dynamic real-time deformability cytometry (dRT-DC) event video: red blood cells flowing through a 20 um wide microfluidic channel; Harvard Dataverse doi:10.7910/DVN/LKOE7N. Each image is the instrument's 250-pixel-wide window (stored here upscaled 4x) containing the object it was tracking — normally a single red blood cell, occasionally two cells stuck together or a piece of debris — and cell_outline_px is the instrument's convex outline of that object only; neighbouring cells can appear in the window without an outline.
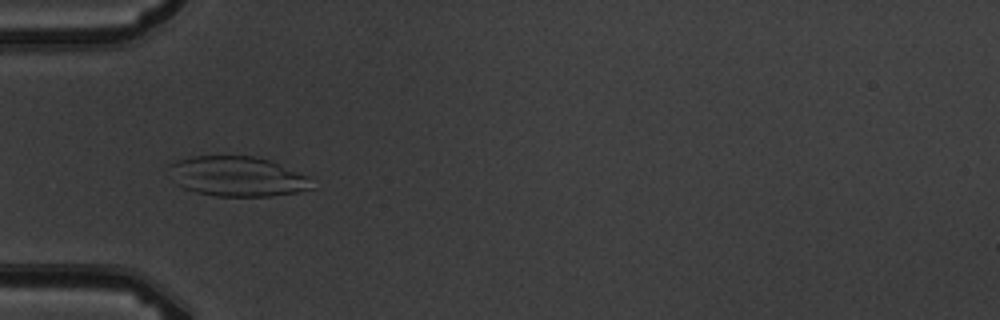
{"species": "common noctule bat (a hibernating species)", "species_latin": "Nyctalus noctula", "temperature_condition": "warm", "stored_images_in_passage": 4, "camera_frame_rate_fps": 3000, "um_per_image_px": 0.085, "animal": {"sex": "male", "body_mass_g": 19.5, "forearm_length_mm": 54.6}, "frame": {"image": 1, "passage_image": 2, "time_ms": 2.333, "image_size_px": [1000, 320], "cell_outline_px": [[316, 188], [296, 192], [272, 196], [216, 196], [196, 192], [184, 188], [176, 184], [168, 164], [176, 160], [192, 156], [256, 156], [268, 160], [308, 176]], "centroid_in_image_um": [20.18, 15.0], "position_along_channel_um": 64.8, "area_um2": 33.18}}
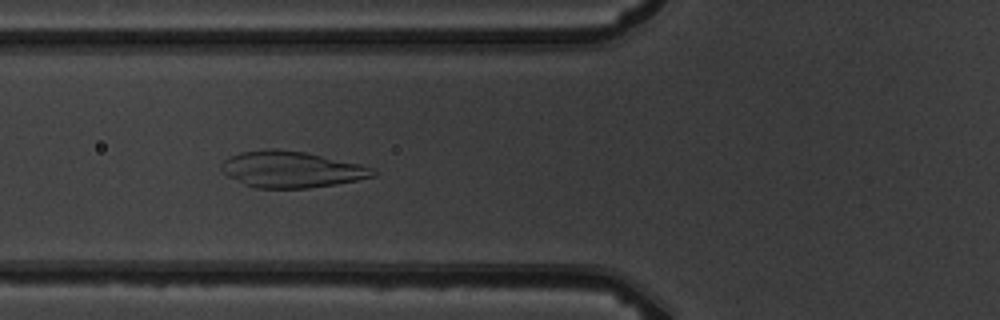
{"frame": {"image": 2, "passage_image": 3, "time_ms": 3.333, "image_size_px": [1000, 320], "cell_outline_px": [[376, 176], [336, 184], [308, 188], [256, 188], [244, 184], [228, 176], [220, 168], [220, 164], [228, 156], [240, 152], [268, 148], [276, 148], [304, 152], [360, 164], [372, 168], [376, 172]], "centroid_in_image_um": [24.73, 14.39], "position_along_channel_um": 101.1, "area_um2": 32.08}}
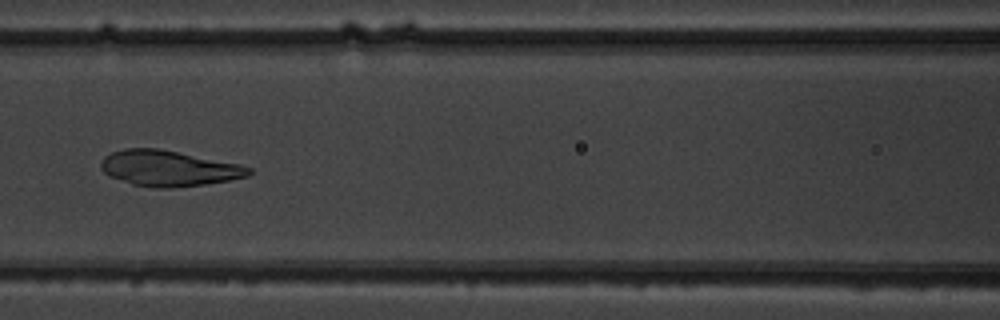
{"frame": {"image": 3, "passage_image": 4, "time_ms": 4.667, "image_size_px": [1000, 320], "cell_outline_px": [[252, 172], [248, 176], [228, 180], [204, 184], [168, 188], [152, 188], [132, 184], [108, 176], [100, 168], [100, 164], [104, 156], [112, 152], [124, 148], [156, 148], [240, 164], [252, 168]], "centroid_in_image_um": [14.3, 14.31], "position_along_channel_um": 152.3, "area_um2": 30.63}}